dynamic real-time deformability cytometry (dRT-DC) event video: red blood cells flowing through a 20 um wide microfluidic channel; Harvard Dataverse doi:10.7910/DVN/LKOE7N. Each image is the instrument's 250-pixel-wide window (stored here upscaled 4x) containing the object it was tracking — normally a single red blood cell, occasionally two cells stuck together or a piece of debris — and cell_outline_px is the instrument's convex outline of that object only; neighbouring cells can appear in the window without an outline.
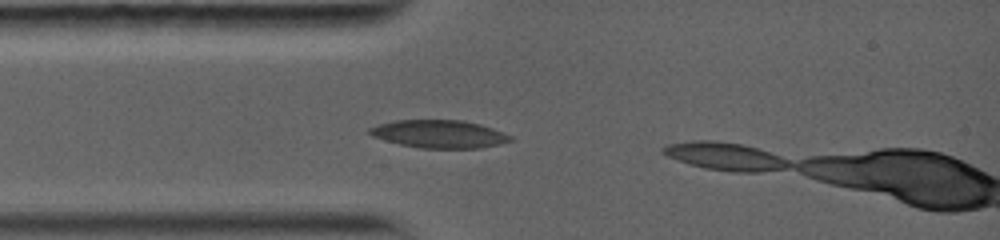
{"species": "common noctule bat (a hibernating species)", "species_latin": "Nyctalus noctula", "temperature_condition": "warm", "stored_images_in_passage": 3, "camera_frame_rate_fps": 5000, "um_per_image_px": 0.085, "animal": {"sex": "female", "body_mass_g": 19.0, "forearm_length_mm": 56.7}, "frame": {"image": 1, "passage_image": 2, "time_ms": 0.6, "image_size_px": [1000, 240], "cell_outline_px": [[512, 140], [480, 148], [420, 148], [400, 144], [372, 136], [368, 132], [368, 128], [380, 124], [396, 120], [464, 120], [480, 124], [492, 128], [512, 136]], "centroid_in_image_um": [37.32, 11.38], "position_along_channel_um": 47.7, "area_um2": 22.66}}